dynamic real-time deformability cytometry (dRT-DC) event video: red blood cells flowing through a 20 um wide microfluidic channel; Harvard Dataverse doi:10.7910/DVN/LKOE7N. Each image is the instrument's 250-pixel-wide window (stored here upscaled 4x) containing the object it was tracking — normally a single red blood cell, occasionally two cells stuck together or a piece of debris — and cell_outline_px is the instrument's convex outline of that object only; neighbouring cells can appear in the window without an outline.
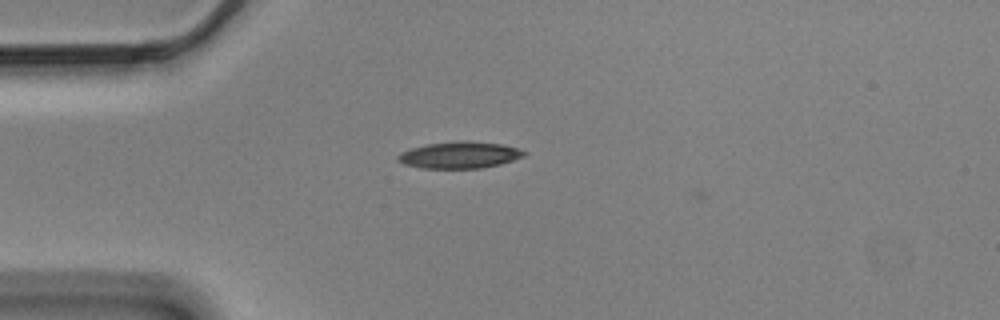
{"species": "Egyptian fruit bat (a non-hibernating species)", "species_latin": "Rousettus aegyptiacus", "temperature_condition": "cold", "stored_images_in_passage": 8, "camera_frame_rate_fps": 3000, "um_per_image_px": 0.085, "animal": {"sex": "male"}, "frame": {"image": 1, "passage_image": 2, "time_ms": 0.333, "image_size_px": [1000, 320], "cell_outline_px": [[528, 152], [524, 156], [500, 164], [480, 168], [420, 168], [404, 164], [396, 160], [396, 156], [400, 152], [412, 148], [428, 144], [460, 140], [500, 144], [516, 148]], "centroid_in_image_um": [39.02, 13.18], "position_along_channel_um": 46.0, "area_um2": 19.48}}
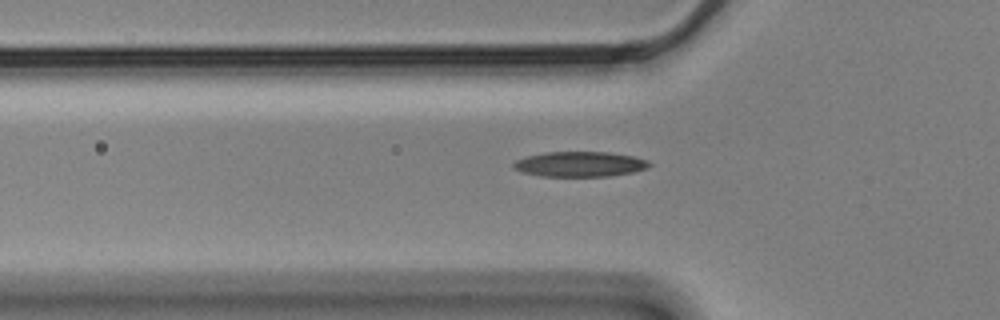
{"frame": {"image": 2, "passage_image": 6, "time_ms": 1.667, "image_size_px": [1000, 320], "cell_outline_px": [[652, 164], [644, 168], [632, 172], [608, 176], [540, 176], [524, 172], [512, 168], [512, 164], [516, 160], [528, 156], [548, 152], [608, 152], [632, 156], [648, 160]], "centroid_in_image_um": [49.27, 13.95], "position_along_channel_um": 76.5, "area_um2": 19.65}}